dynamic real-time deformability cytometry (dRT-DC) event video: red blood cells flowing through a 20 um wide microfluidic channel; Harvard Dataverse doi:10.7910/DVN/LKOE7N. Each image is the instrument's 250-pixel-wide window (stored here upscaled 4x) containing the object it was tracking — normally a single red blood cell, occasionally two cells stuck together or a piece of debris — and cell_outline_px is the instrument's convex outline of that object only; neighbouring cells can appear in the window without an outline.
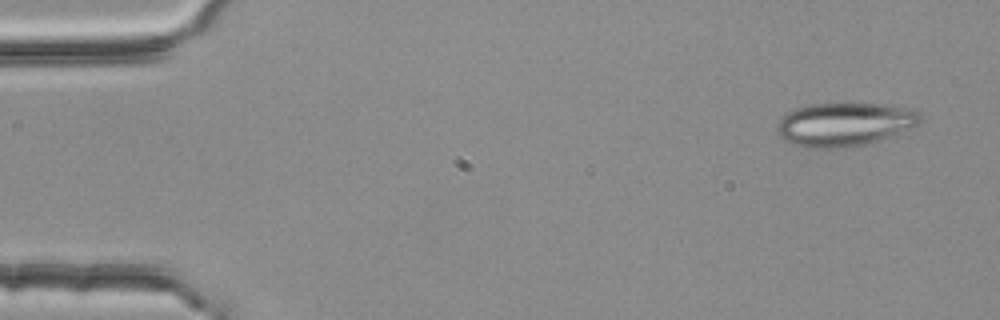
{"species": "common noctule bat (a hibernating species)", "species_latin": "Nyctalus noctula", "temperature_condition": "room temperature", "stored_images_in_passage": 5, "camera_frame_rate_fps": 3000, "um_per_image_px": 0.085, "animal": {"sex": "female", "body_mass_g": 25.1}, "frame": {"image": 1, "passage_image": 1, "time_ms": 0.0, "image_size_px": [1000, 320], "cell_outline_px": [[920, 120], [916, 124], [888, 136], [864, 144], [844, 148], [808, 148], [792, 144], [784, 140], [780, 136], [776, 128], [780, 120], [788, 112], [796, 108], [808, 104], [884, 104], [916, 108], [920, 112]], "centroid_in_image_um": [71.75, 10.56], "position_along_channel_um": 13.3, "area_um2": 35.95}}